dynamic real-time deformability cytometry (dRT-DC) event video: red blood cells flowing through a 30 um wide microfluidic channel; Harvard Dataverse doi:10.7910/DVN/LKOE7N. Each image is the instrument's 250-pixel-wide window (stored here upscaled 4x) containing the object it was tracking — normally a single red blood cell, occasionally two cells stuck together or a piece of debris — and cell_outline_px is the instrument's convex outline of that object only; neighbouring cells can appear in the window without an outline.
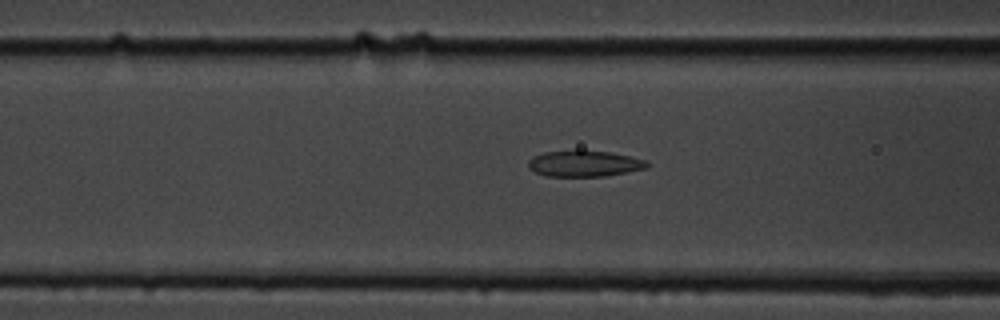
{"species": "common noctule bat (a hibernating species)", "species_latin": "Nyctalus noctula", "temperature_condition": "cold", "stored_images_in_passage": 50, "camera_frame_rate_fps": 3000, "um_per_image_px": 0.085, "animal": {"sex": "male", "body_mass_g": 19.5, "forearm_length_mm": 54.6}, "frame": {"image": 1, "passage_image": 17, "time_ms": 5.333, "image_size_px": [1000, 320], "cell_outline_px": [[648, 168], [628, 172], [604, 176], [548, 176], [536, 172], [528, 168], [528, 160], [532, 156], [544, 152], [612, 152], [644, 160], [648, 164]], "centroid_in_image_um": [49.65, 13.93], "position_along_channel_um": 116.9, "area_um2": 17.51}}
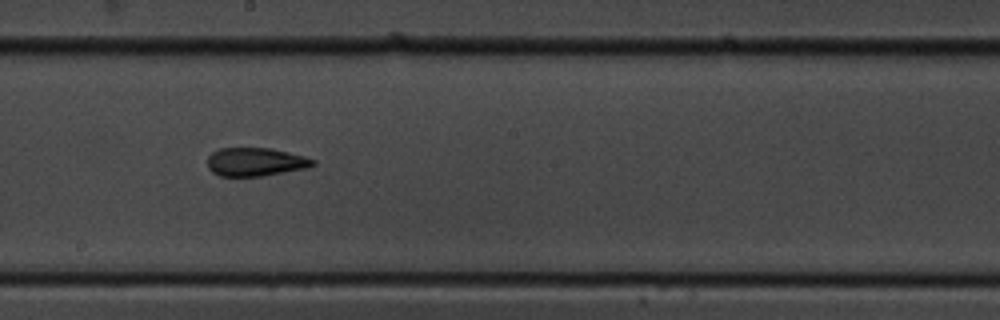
{"frame": {"image": 2, "passage_image": 26, "time_ms": 8.333, "image_size_px": [1000, 320], "cell_outline_px": [[316, 164], [308, 168], [264, 176], [220, 176], [212, 172], [208, 168], [208, 156], [212, 152], [220, 148], [272, 148], [304, 156], [316, 160]], "centroid_in_image_um": [21.74, 13.76], "position_along_channel_um": 226.5, "area_um2": 17.63}}
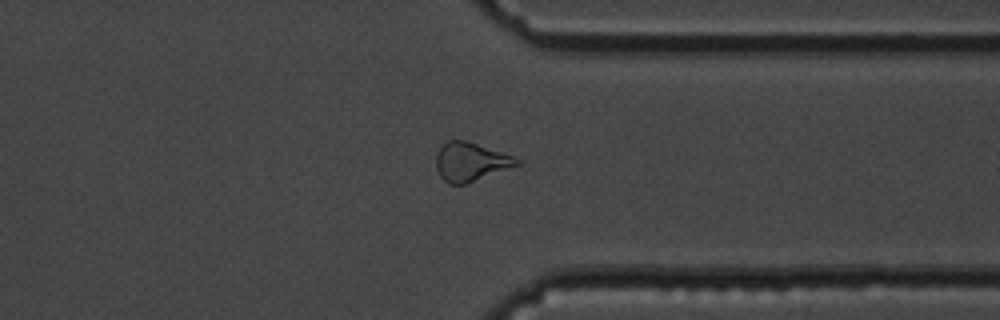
{"frame": {"image": 3, "passage_image": 38, "time_ms": 12.333, "image_size_px": [1000, 320], "cell_outline_px": [[520, 164], [464, 184], [448, 184], [440, 176], [436, 168], [436, 152], [448, 140], [464, 140], [512, 156], [520, 160]], "centroid_in_image_um": [39.95, 13.76], "position_along_channel_um": 371.5, "area_um2": 17.74}, "authors_computed_cell_mechanics": {"area_um2": 18.3226, "velocity_mm_per_s": 3.6473, "shape_relaxation_time_tau1_ms": 6.4807, "shape_relaxation_time_tau2_ms": 1.8158, "deformation_change_tau1": 0.1594, "deformation_change_tau2": 0.0975}}